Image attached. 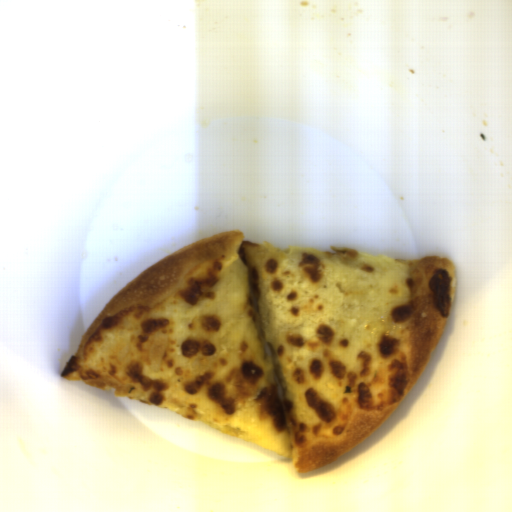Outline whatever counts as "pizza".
I'll return each mask as SVG.
<instances>
[{"mask_svg": "<svg viewBox=\"0 0 512 512\" xmlns=\"http://www.w3.org/2000/svg\"><path fill=\"white\" fill-rule=\"evenodd\" d=\"M444 256L248 243L227 230L116 291L61 375L314 473L414 389L452 307Z\"/></svg>", "mask_w": 512, "mask_h": 512, "instance_id": "obj_1", "label": "pizza"}]
</instances>
